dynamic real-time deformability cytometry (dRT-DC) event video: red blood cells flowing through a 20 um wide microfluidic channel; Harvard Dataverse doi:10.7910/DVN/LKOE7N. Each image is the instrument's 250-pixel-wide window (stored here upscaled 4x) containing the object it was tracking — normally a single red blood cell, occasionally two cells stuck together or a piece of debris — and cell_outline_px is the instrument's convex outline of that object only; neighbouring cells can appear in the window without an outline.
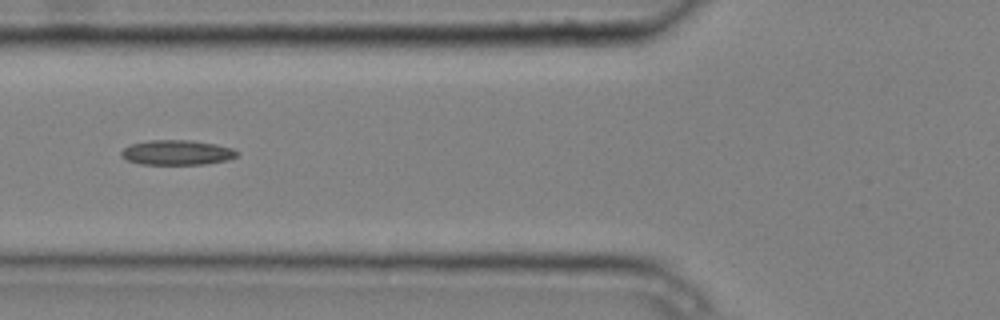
{"species": "common noctule bat (a hibernating species)", "species_latin": "Nyctalus noctula", "temperature_condition": "cold", "stored_images_in_passage": 7, "camera_frame_rate_fps": 3000, "um_per_image_px": 0.085, "animal": {"sex": "male", "body_mass_g": 20.4}, "frame": {"image": 1, "passage_image": 5, "time_ms": 1.333, "image_size_px": [1000, 320], "cell_outline_px": [[240, 152], [236, 156], [228, 160], [204, 164], [140, 164], [128, 160], [120, 156], [120, 152], [124, 148], [132, 144], [148, 140], [188, 140], [216, 144], [232, 148]], "centroid_in_image_um": [15.04, 12.96], "position_along_channel_um": 110.8, "area_um2": 16.76}}
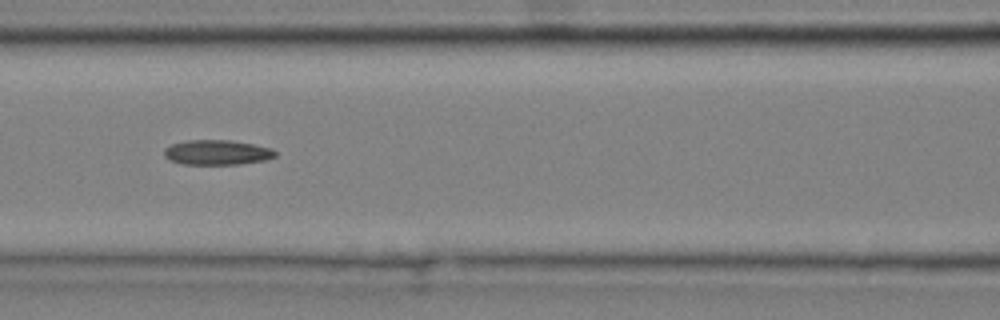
{"frame": {"image": 2, "passage_image": 6, "time_ms": 1.667, "image_size_px": [1000, 320], "cell_outline_px": [[276, 156], [264, 160], [240, 164], [184, 164], [172, 160], [164, 156], [164, 148], [172, 144], [188, 140], [228, 140], [252, 144], [272, 148], [276, 152]], "centroid_in_image_um": [18.45, 12.95], "position_along_channel_um": 148.1, "area_um2": 15.95}}
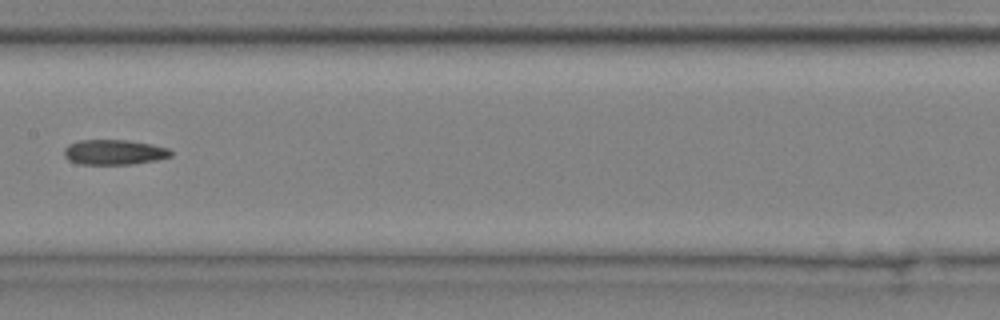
{"frame": {"image": 3, "passage_image": 7, "time_ms": 2.0, "image_size_px": [1000, 320], "cell_outline_px": [[172, 156], [156, 160], [132, 164], [80, 164], [68, 160], [64, 156], [64, 148], [68, 144], [80, 140], [128, 140], [152, 144], [168, 148], [172, 152]], "centroid_in_image_um": [9.69, 12.93], "position_along_channel_um": 197.7, "area_um2": 15.66}}